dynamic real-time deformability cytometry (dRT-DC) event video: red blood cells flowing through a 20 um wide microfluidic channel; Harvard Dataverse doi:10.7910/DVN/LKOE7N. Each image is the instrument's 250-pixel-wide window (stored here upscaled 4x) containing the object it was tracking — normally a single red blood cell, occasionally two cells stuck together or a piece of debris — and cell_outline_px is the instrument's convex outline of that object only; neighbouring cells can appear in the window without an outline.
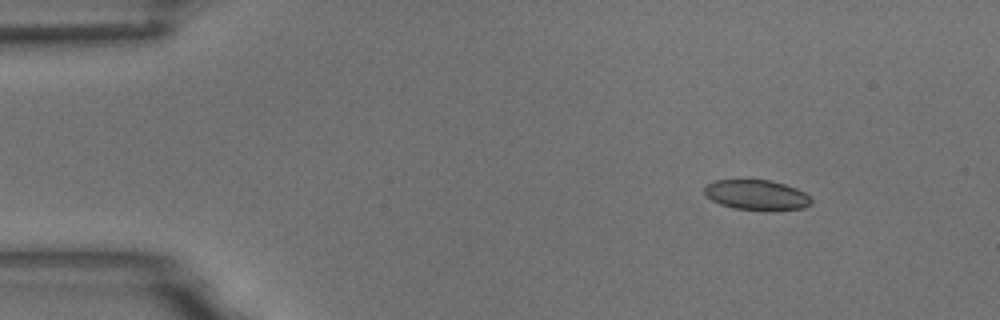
{"species": "common noctule bat (a hibernating species)", "species_latin": "Nyctalus noctula", "temperature_condition": "room temperature", "stored_images_in_passage": 6, "camera_frame_rate_fps": 3000, "um_per_image_px": 0.085, "animal": {"sex": "male", "body_mass_g": 18.8}, "frame": {"image": 1, "passage_image": 3, "time_ms": 0.667, "image_size_px": [1000, 320], "cell_outline_px": [[812, 204], [804, 208], [772, 212], [736, 208], [720, 204], [712, 200], [704, 192], [704, 184], [716, 180], [768, 180], [784, 184], [796, 188], [804, 192], [812, 200]], "centroid_in_image_um": [64.34, 16.59], "position_along_channel_um": 20.7, "area_um2": 19.02}}